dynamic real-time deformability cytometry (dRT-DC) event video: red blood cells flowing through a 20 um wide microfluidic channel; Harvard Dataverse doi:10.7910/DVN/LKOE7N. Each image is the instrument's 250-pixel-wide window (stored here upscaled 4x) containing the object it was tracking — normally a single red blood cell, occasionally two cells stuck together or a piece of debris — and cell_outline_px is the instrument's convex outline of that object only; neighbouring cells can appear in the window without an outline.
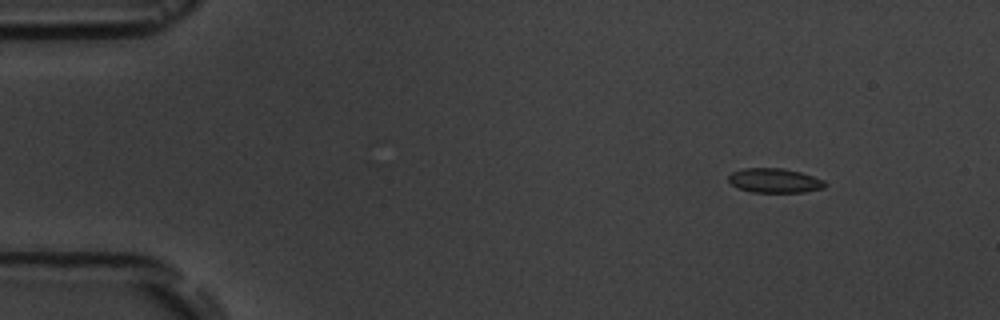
{"species": "common noctule bat (a hibernating species)", "species_latin": "Nyctalus noctula", "temperature_condition": "room temperature", "stored_images_in_passage": 5, "camera_frame_rate_fps": 3000, "um_per_image_px": 0.085, "animal": {"sex": "male", "body_mass_g": 19.5, "forearm_length_mm": 54.6}, "frame": {"image": 1, "passage_image": 1, "time_ms": 0.0, "image_size_px": [1000, 320], "cell_outline_px": [[828, 184], [824, 188], [804, 192], [752, 192], [740, 188], [732, 184], [728, 180], [728, 176], [732, 172], [744, 168], [784, 168], [800, 172], [824, 180]], "centroid_in_image_um": [65.86, 15.34], "position_along_channel_um": 19.1, "area_um2": 13.7}}
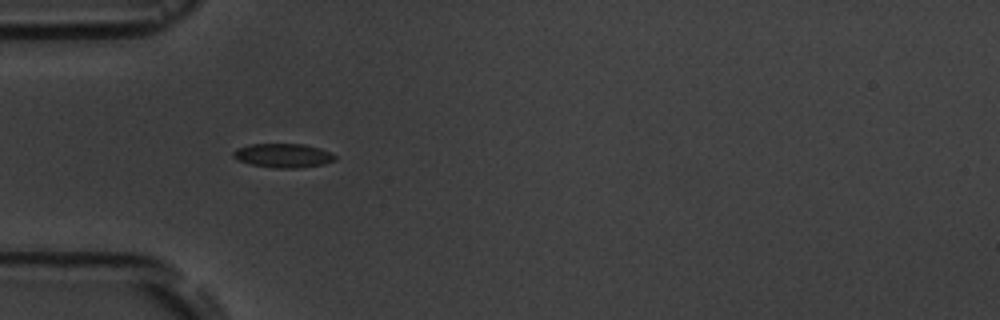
{"frame": {"image": 2, "passage_image": 4, "time_ms": 3.667, "image_size_px": [1000, 320], "cell_outline_px": [[336, 160], [324, 164], [300, 168], [276, 168], [252, 164], [240, 160], [232, 156], [232, 152], [236, 148], [248, 144], [304, 144], [320, 148], [336, 156]], "centroid_in_image_um": [24.07, 13.21], "position_along_channel_um": 60.9, "area_um2": 14.22}}
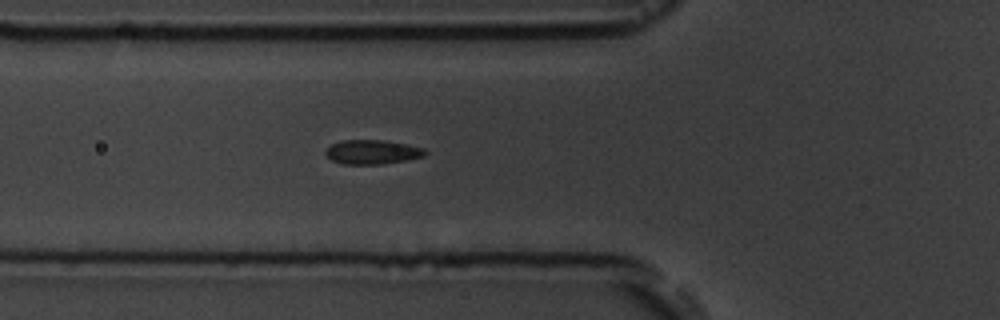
{"frame": {"image": 3, "passage_image": 5, "time_ms": 4.667, "image_size_px": [1000, 320], "cell_outline_px": [[428, 152], [424, 156], [404, 160], [380, 164], [344, 164], [332, 160], [324, 156], [324, 148], [340, 140], [384, 140], [424, 148]], "centroid_in_image_um": [31.57, 12.91], "position_along_channel_um": 94.2, "area_um2": 14.1}}